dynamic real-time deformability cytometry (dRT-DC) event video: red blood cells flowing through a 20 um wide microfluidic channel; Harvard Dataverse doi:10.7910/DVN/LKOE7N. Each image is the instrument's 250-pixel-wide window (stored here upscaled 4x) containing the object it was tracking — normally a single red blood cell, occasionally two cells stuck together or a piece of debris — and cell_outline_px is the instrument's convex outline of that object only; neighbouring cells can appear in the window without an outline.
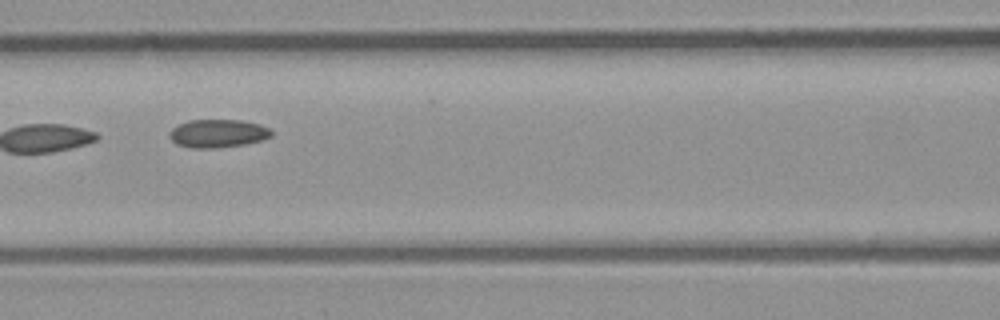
{"species": "common noctule bat (a hibernating species)", "species_latin": "Nyctalus noctula", "temperature_condition": "room temperature", "stored_images_in_passage": 8, "camera_frame_rate_fps": 3000, "um_per_image_px": 0.085, "animal": {"sex": "male", "body_mass_g": 23.1, "forearm_length_mm": 52.7}, "frame": {"image": 1, "passage_image": 7, "time_ms": 2.0, "image_size_px": [1000, 320], "cell_outline_px": [[272, 136], [260, 140], [244, 144], [216, 148], [192, 148], [176, 144], [168, 136], [168, 132], [176, 124], [188, 120], [244, 120], [260, 124], [268, 128], [272, 132]], "centroid_in_image_um": [18.47, 11.33], "position_along_channel_um": 148.1, "area_um2": 16.88}}
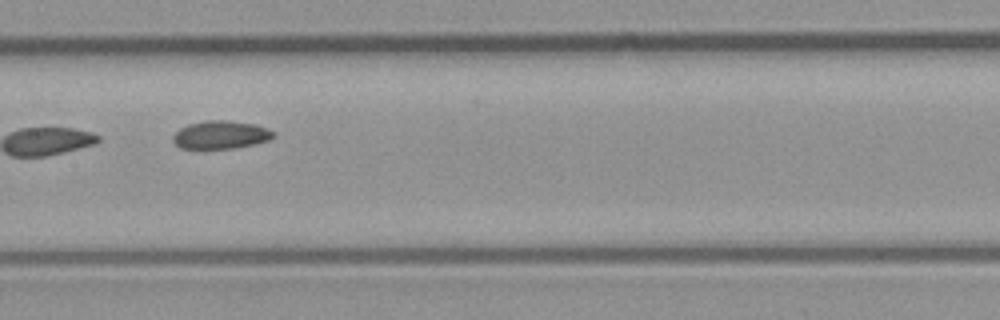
{"frame": {"image": 2, "passage_image": 8, "time_ms": 2.333, "image_size_px": [1000, 320], "cell_outline_px": [[272, 136], [268, 140], [252, 144], [232, 148], [180, 148], [172, 140], [172, 136], [180, 128], [188, 124], [204, 120], [228, 120], [256, 124], [268, 128], [272, 132]], "centroid_in_image_um": [18.72, 11.44], "position_along_channel_um": 188.7, "area_um2": 16.24}}